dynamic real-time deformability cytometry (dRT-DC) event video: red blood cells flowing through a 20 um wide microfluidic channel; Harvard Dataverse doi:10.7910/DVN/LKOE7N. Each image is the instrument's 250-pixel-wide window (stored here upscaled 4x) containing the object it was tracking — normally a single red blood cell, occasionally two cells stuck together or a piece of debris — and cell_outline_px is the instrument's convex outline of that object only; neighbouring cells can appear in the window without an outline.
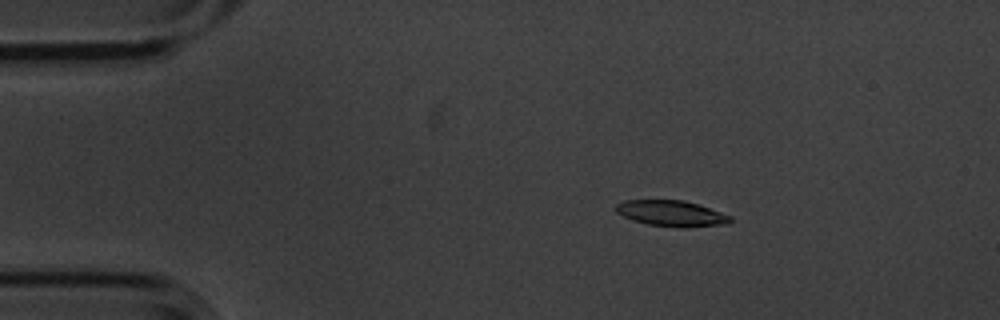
{"species": "common noctule bat (a hibernating species)", "species_latin": "Nyctalus noctula", "temperature_condition": "cold", "stored_images_in_passage": 48, "camera_frame_rate_fps": 3000, "um_per_image_px": 0.085, "animal": {"sex": "male", "body_mass_g": 20.1, "forearm_length_mm": 53.5}, "frame": {"image": 1, "passage_image": 2, "time_ms": 0.333, "image_size_px": [1000, 320], "cell_outline_px": [[732, 220], [728, 224], [684, 228], [680, 228], [648, 224], [632, 220], [616, 212], [612, 208], [616, 204], [624, 200], [684, 200], [732, 216]], "centroid_in_image_um": [57.05, 18.14], "position_along_channel_um": 28.0, "area_um2": 17.34}}
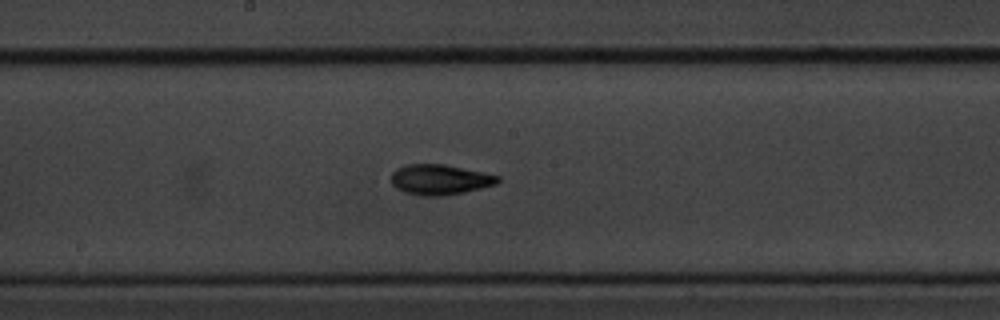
{"frame": {"image": 2, "passage_image": 22, "time_ms": 7.0, "image_size_px": [1000, 320], "cell_outline_px": [[500, 180], [496, 184], [464, 192], [444, 196], [420, 196], [404, 192], [396, 188], [392, 184], [392, 172], [396, 168], [404, 164], [444, 164], [500, 176]], "centroid_in_image_um": [37.35, 15.27], "position_along_channel_um": 210.8, "area_um2": 18.84}}
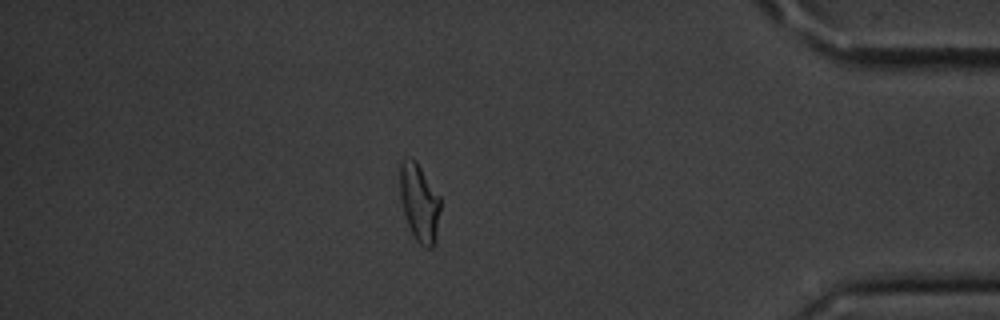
{"frame": {"image": 3, "passage_image": 41, "time_ms": 13.333, "image_size_px": [1000, 320], "cell_outline_px": [[440, 208], [436, 240], [432, 248], [424, 248], [416, 240], [408, 224], [404, 212], [400, 196], [400, 164], [404, 156], [412, 156], [416, 160], [440, 196]], "centroid_in_image_um": [35.65, 17.18], "position_along_channel_um": 399.6, "area_um2": 18.5}, "authors_computed_cell_mechanics": {"area_um2": 18.2937, "velocity_mm_per_s": 3.5626, "shape_relaxation_time_tau1_ms": 2.4674, "shape_relaxation_time_tau2_ms": 2.2187, "deformation_change_tau1": 0.1335, "deformation_change_tau2": 0.0793}}